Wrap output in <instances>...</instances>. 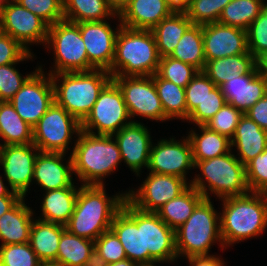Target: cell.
<instances>
[{"instance_id": "e7e4bbea", "label": "cell", "mask_w": 267, "mask_h": 266, "mask_svg": "<svg viewBox=\"0 0 267 266\" xmlns=\"http://www.w3.org/2000/svg\"><path fill=\"white\" fill-rule=\"evenodd\" d=\"M264 1H265V0H264ZM263 6H264V8L267 9V2H263Z\"/></svg>"}, {"instance_id": "484cf974", "label": "cell", "mask_w": 267, "mask_h": 266, "mask_svg": "<svg viewBox=\"0 0 267 266\" xmlns=\"http://www.w3.org/2000/svg\"><path fill=\"white\" fill-rule=\"evenodd\" d=\"M235 146L239 152L237 158L246 165L267 148V130L243 114L231 138V147Z\"/></svg>"}, {"instance_id": "e0dca14e", "label": "cell", "mask_w": 267, "mask_h": 266, "mask_svg": "<svg viewBox=\"0 0 267 266\" xmlns=\"http://www.w3.org/2000/svg\"><path fill=\"white\" fill-rule=\"evenodd\" d=\"M144 262L170 263L177 260L175 230L155 212L142 211Z\"/></svg>"}, {"instance_id": "03108f58", "label": "cell", "mask_w": 267, "mask_h": 266, "mask_svg": "<svg viewBox=\"0 0 267 266\" xmlns=\"http://www.w3.org/2000/svg\"><path fill=\"white\" fill-rule=\"evenodd\" d=\"M6 0H0V8H1V5L5 2Z\"/></svg>"}, {"instance_id": "8fae6325", "label": "cell", "mask_w": 267, "mask_h": 266, "mask_svg": "<svg viewBox=\"0 0 267 266\" xmlns=\"http://www.w3.org/2000/svg\"><path fill=\"white\" fill-rule=\"evenodd\" d=\"M38 66L23 86L9 100L20 117L32 128L54 103V87L50 74L45 76Z\"/></svg>"}, {"instance_id": "11a10c76", "label": "cell", "mask_w": 267, "mask_h": 266, "mask_svg": "<svg viewBox=\"0 0 267 266\" xmlns=\"http://www.w3.org/2000/svg\"><path fill=\"white\" fill-rule=\"evenodd\" d=\"M83 266H108V263L94 248Z\"/></svg>"}, {"instance_id": "816d5d0a", "label": "cell", "mask_w": 267, "mask_h": 266, "mask_svg": "<svg viewBox=\"0 0 267 266\" xmlns=\"http://www.w3.org/2000/svg\"><path fill=\"white\" fill-rule=\"evenodd\" d=\"M244 114L255 121L262 129L267 130V94Z\"/></svg>"}, {"instance_id": "30bf717a", "label": "cell", "mask_w": 267, "mask_h": 266, "mask_svg": "<svg viewBox=\"0 0 267 266\" xmlns=\"http://www.w3.org/2000/svg\"><path fill=\"white\" fill-rule=\"evenodd\" d=\"M33 129V144L40 152L65 153L81 123L55 101Z\"/></svg>"}, {"instance_id": "f35d334b", "label": "cell", "mask_w": 267, "mask_h": 266, "mask_svg": "<svg viewBox=\"0 0 267 266\" xmlns=\"http://www.w3.org/2000/svg\"><path fill=\"white\" fill-rule=\"evenodd\" d=\"M231 0H190L185 13L193 24L205 25L219 21L222 10Z\"/></svg>"}, {"instance_id": "60d3db41", "label": "cell", "mask_w": 267, "mask_h": 266, "mask_svg": "<svg viewBox=\"0 0 267 266\" xmlns=\"http://www.w3.org/2000/svg\"><path fill=\"white\" fill-rule=\"evenodd\" d=\"M29 242L0 246V266H40Z\"/></svg>"}, {"instance_id": "74e56055", "label": "cell", "mask_w": 267, "mask_h": 266, "mask_svg": "<svg viewBox=\"0 0 267 266\" xmlns=\"http://www.w3.org/2000/svg\"><path fill=\"white\" fill-rule=\"evenodd\" d=\"M264 0H231L222 10L219 23L247 30L259 16Z\"/></svg>"}, {"instance_id": "f1b7e54d", "label": "cell", "mask_w": 267, "mask_h": 266, "mask_svg": "<svg viewBox=\"0 0 267 266\" xmlns=\"http://www.w3.org/2000/svg\"><path fill=\"white\" fill-rule=\"evenodd\" d=\"M65 226L36 219L33 221L29 243L42 263H56L58 244Z\"/></svg>"}, {"instance_id": "be15d7a7", "label": "cell", "mask_w": 267, "mask_h": 266, "mask_svg": "<svg viewBox=\"0 0 267 266\" xmlns=\"http://www.w3.org/2000/svg\"><path fill=\"white\" fill-rule=\"evenodd\" d=\"M40 266H59L56 263H41Z\"/></svg>"}, {"instance_id": "4dcf8cb0", "label": "cell", "mask_w": 267, "mask_h": 266, "mask_svg": "<svg viewBox=\"0 0 267 266\" xmlns=\"http://www.w3.org/2000/svg\"><path fill=\"white\" fill-rule=\"evenodd\" d=\"M0 138L7 145L33 143V129L16 112L9 101H0Z\"/></svg>"}, {"instance_id": "94428289", "label": "cell", "mask_w": 267, "mask_h": 266, "mask_svg": "<svg viewBox=\"0 0 267 266\" xmlns=\"http://www.w3.org/2000/svg\"><path fill=\"white\" fill-rule=\"evenodd\" d=\"M3 177L0 175V197L2 196H9L13 191L9 190L7 186L4 185Z\"/></svg>"}, {"instance_id": "6f0895ef", "label": "cell", "mask_w": 267, "mask_h": 266, "mask_svg": "<svg viewBox=\"0 0 267 266\" xmlns=\"http://www.w3.org/2000/svg\"><path fill=\"white\" fill-rule=\"evenodd\" d=\"M129 1L130 0H107V3L114 13L119 15L128 5Z\"/></svg>"}, {"instance_id": "277c9868", "label": "cell", "mask_w": 267, "mask_h": 266, "mask_svg": "<svg viewBox=\"0 0 267 266\" xmlns=\"http://www.w3.org/2000/svg\"><path fill=\"white\" fill-rule=\"evenodd\" d=\"M160 55L151 30L121 26L115 41V57L111 76H153L157 73Z\"/></svg>"}, {"instance_id": "9a60e30c", "label": "cell", "mask_w": 267, "mask_h": 266, "mask_svg": "<svg viewBox=\"0 0 267 266\" xmlns=\"http://www.w3.org/2000/svg\"><path fill=\"white\" fill-rule=\"evenodd\" d=\"M162 139L151 146L148 170L152 173L181 177L187 180L188 170L194 169L192 146L188 137Z\"/></svg>"}, {"instance_id": "603a6c76", "label": "cell", "mask_w": 267, "mask_h": 266, "mask_svg": "<svg viewBox=\"0 0 267 266\" xmlns=\"http://www.w3.org/2000/svg\"><path fill=\"white\" fill-rule=\"evenodd\" d=\"M66 153L39 152L35 163L33 180L47 191L69 187L73 183V166L70 155L63 163Z\"/></svg>"}, {"instance_id": "9f6ffc18", "label": "cell", "mask_w": 267, "mask_h": 266, "mask_svg": "<svg viewBox=\"0 0 267 266\" xmlns=\"http://www.w3.org/2000/svg\"><path fill=\"white\" fill-rule=\"evenodd\" d=\"M173 12H185L188 3L185 0H164Z\"/></svg>"}, {"instance_id": "f6af8a7d", "label": "cell", "mask_w": 267, "mask_h": 266, "mask_svg": "<svg viewBox=\"0 0 267 266\" xmlns=\"http://www.w3.org/2000/svg\"><path fill=\"white\" fill-rule=\"evenodd\" d=\"M215 87L216 85L203 71H198L190 83L185 87L187 119L195 108L207 97L208 93Z\"/></svg>"}, {"instance_id": "db71d44e", "label": "cell", "mask_w": 267, "mask_h": 266, "mask_svg": "<svg viewBox=\"0 0 267 266\" xmlns=\"http://www.w3.org/2000/svg\"><path fill=\"white\" fill-rule=\"evenodd\" d=\"M21 198L22 197L14 191L9 196L0 197V217L10 210Z\"/></svg>"}, {"instance_id": "5b68a950", "label": "cell", "mask_w": 267, "mask_h": 266, "mask_svg": "<svg viewBox=\"0 0 267 266\" xmlns=\"http://www.w3.org/2000/svg\"><path fill=\"white\" fill-rule=\"evenodd\" d=\"M50 76L55 102L80 123L92 110L100 92L112 80L110 72L103 69L56 73Z\"/></svg>"}, {"instance_id": "ac0fdd59", "label": "cell", "mask_w": 267, "mask_h": 266, "mask_svg": "<svg viewBox=\"0 0 267 266\" xmlns=\"http://www.w3.org/2000/svg\"><path fill=\"white\" fill-rule=\"evenodd\" d=\"M85 44L88 62L94 69L109 70L115 57V41L121 23L117 30L104 21H89L77 23Z\"/></svg>"}, {"instance_id": "bcb514c9", "label": "cell", "mask_w": 267, "mask_h": 266, "mask_svg": "<svg viewBox=\"0 0 267 266\" xmlns=\"http://www.w3.org/2000/svg\"><path fill=\"white\" fill-rule=\"evenodd\" d=\"M250 192L267 193V148L245 165Z\"/></svg>"}, {"instance_id": "681fc988", "label": "cell", "mask_w": 267, "mask_h": 266, "mask_svg": "<svg viewBox=\"0 0 267 266\" xmlns=\"http://www.w3.org/2000/svg\"><path fill=\"white\" fill-rule=\"evenodd\" d=\"M94 248L108 264L127 259L121 242L111 229L102 233L94 241Z\"/></svg>"}, {"instance_id": "7a4b0ae2", "label": "cell", "mask_w": 267, "mask_h": 266, "mask_svg": "<svg viewBox=\"0 0 267 266\" xmlns=\"http://www.w3.org/2000/svg\"><path fill=\"white\" fill-rule=\"evenodd\" d=\"M222 200L220 233L226 248L261 235L267 227V193L248 192Z\"/></svg>"}, {"instance_id": "b9f144b4", "label": "cell", "mask_w": 267, "mask_h": 266, "mask_svg": "<svg viewBox=\"0 0 267 266\" xmlns=\"http://www.w3.org/2000/svg\"><path fill=\"white\" fill-rule=\"evenodd\" d=\"M243 114L242 111L231 104L225 103L223 107L204 124V126L211 131L231 139Z\"/></svg>"}, {"instance_id": "44dd1931", "label": "cell", "mask_w": 267, "mask_h": 266, "mask_svg": "<svg viewBox=\"0 0 267 266\" xmlns=\"http://www.w3.org/2000/svg\"><path fill=\"white\" fill-rule=\"evenodd\" d=\"M110 229L121 242L127 259L137 263L144 262L141 210L126 199L115 215Z\"/></svg>"}, {"instance_id": "8992f818", "label": "cell", "mask_w": 267, "mask_h": 266, "mask_svg": "<svg viewBox=\"0 0 267 266\" xmlns=\"http://www.w3.org/2000/svg\"><path fill=\"white\" fill-rule=\"evenodd\" d=\"M194 168H199L202 176H194L190 185L205 199H210L211 193L219 199H224L249 192L245 165L231 151L219 157L197 161ZM209 191L211 193H208Z\"/></svg>"}, {"instance_id": "3957f363", "label": "cell", "mask_w": 267, "mask_h": 266, "mask_svg": "<svg viewBox=\"0 0 267 266\" xmlns=\"http://www.w3.org/2000/svg\"><path fill=\"white\" fill-rule=\"evenodd\" d=\"M77 137L71 153L74 175L82 185H104L102 179L111 175L122 161L116 140L112 135L83 130Z\"/></svg>"}, {"instance_id": "4316f807", "label": "cell", "mask_w": 267, "mask_h": 266, "mask_svg": "<svg viewBox=\"0 0 267 266\" xmlns=\"http://www.w3.org/2000/svg\"><path fill=\"white\" fill-rule=\"evenodd\" d=\"M77 188L73 182L69 187L47 191L41 205L42 217L38 219L65 226L75 209Z\"/></svg>"}, {"instance_id": "f5cc1de1", "label": "cell", "mask_w": 267, "mask_h": 266, "mask_svg": "<svg viewBox=\"0 0 267 266\" xmlns=\"http://www.w3.org/2000/svg\"><path fill=\"white\" fill-rule=\"evenodd\" d=\"M191 266H224V260L215 255H201L187 257ZM221 259V260H220Z\"/></svg>"}, {"instance_id": "1f68e13d", "label": "cell", "mask_w": 267, "mask_h": 266, "mask_svg": "<svg viewBox=\"0 0 267 266\" xmlns=\"http://www.w3.org/2000/svg\"><path fill=\"white\" fill-rule=\"evenodd\" d=\"M198 128L202 134L199 135L198 132L191 130L187 136L192 146L194 164L197 161L212 159L232 151L231 139L209 130L204 125H198Z\"/></svg>"}, {"instance_id": "6da1fadb", "label": "cell", "mask_w": 267, "mask_h": 266, "mask_svg": "<svg viewBox=\"0 0 267 266\" xmlns=\"http://www.w3.org/2000/svg\"><path fill=\"white\" fill-rule=\"evenodd\" d=\"M125 200L126 193L107 196L104 185H80L74 212L65 229L95 241L110 229Z\"/></svg>"}, {"instance_id": "7402d4cb", "label": "cell", "mask_w": 267, "mask_h": 266, "mask_svg": "<svg viewBox=\"0 0 267 266\" xmlns=\"http://www.w3.org/2000/svg\"><path fill=\"white\" fill-rule=\"evenodd\" d=\"M220 89L226 103L245 113L267 94V77L256 66L249 74L225 82Z\"/></svg>"}, {"instance_id": "ffe728a7", "label": "cell", "mask_w": 267, "mask_h": 266, "mask_svg": "<svg viewBox=\"0 0 267 266\" xmlns=\"http://www.w3.org/2000/svg\"><path fill=\"white\" fill-rule=\"evenodd\" d=\"M120 150L121 159L139 176L143 167L148 169L152 139L150 131L141 122H132L112 135Z\"/></svg>"}, {"instance_id": "d590c367", "label": "cell", "mask_w": 267, "mask_h": 266, "mask_svg": "<svg viewBox=\"0 0 267 266\" xmlns=\"http://www.w3.org/2000/svg\"><path fill=\"white\" fill-rule=\"evenodd\" d=\"M93 249L94 241L65 230L59 240L56 264L59 266H83Z\"/></svg>"}, {"instance_id": "52a82bcc", "label": "cell", "mask_w": 267, "mask_h": 266, "mask_svg": "<svg viewBox=\"0 0 267 266\" xmlns=\"http://www.w3.org/2000/svg\"><path fill=\"white\" fill-rule=\"evenodd\" d=\"M211 199H203L192 215L175 230L177 257L210 255L213 243L220 242V214L213 207Z\"/></svg>"}, {"instance_id": "ab89813d", "label": "cell", "mask_w": 267, "mask_h": 266, "mask_svg": "<svg viewBox=\"0 0 267 266\" xmlns=\"http://www.w3.org/2000/svg\"><path fill=\"white\" fill-rule=\"evenodd\" d=\"M198 71L193 65L186 64L170 56H164L160 58L157 74L162 79L185 88Z\"/></svg>"}, {"instance_id": "680465c9", "label": "cell", "mask_w": 267, "mask_h": 266, "mask_svg": "<svg viewBox=\"0 0 267 266\" xmlns=\"http://www.w3.org/2000/svg\"><path fill=\"white\" fill-rule=\"evenodd\" d=\"M258 71L267 77V52L257 59Z\"/></svg>"}, {"instance_id": "d6986e66", "label": "cell", "mask_w": 267, "mask_h": 266, "mask_svg": "<svg viewBox=\"0 0 267 266\" xmlns=\"http://www.w3.org/2000/svg\"><path fill=\"white\" fill-rule=\"evenodd\" d=\"M205 60L249 53L247 32L219 22L202 25Z\"/></svg>"}, {"instance_id": "6125c7cd", "label": "cell", "mask_w": 267, "mask_h": 266, "mask_svg": "<svg viewBox=\"0 0 267 266\" xmlns=\"http://www.w3.org/2000/svg\"><path fill=\"white\" fill-rule=\"evenodd\" d=\"M156 263H161V262L159 261L142 262V263H137V266H156L154 265Z\"/></svg>"}, {"instance_id": "5bb4252c", "label": "cell", "mask_w": 267, "mask_h": 266, "mask_svg": "<svg viewBox=\"0 0 267 266\" xmlns=\"http://www.w3.org/2000/svg\"><path fill=\"white\" fill-rule=\"evenodd\" d=\"M187 180L166 174L150 172L137 189L126 191V199L137 209L157 212L164 204L182 194L189 186Z\"/></svg>"}, {"instance_id": "7bdbcfd3", "label": "cell", "mask_w": 267, "mask_h": 266, "mask_svg": "<svg viewBox=\"0 0 267 266\" xmlns=\"http://www.w3.org/2000/svg\"><path fill=\"white\" fill-rule=\"evenodd\" d=\"M247 32L248 51L258 59L267 52V9L262 8L259 16L249 25Z\"/></svg>"}, {"instance_id": "c3c4849f", "label": "cell", "mask_w": 267, "mask_h": 266, "mask_svg": "<svg viewBox=\"0 0 267 266\" xmlns=\"http://www.w3.org/2000/svg\"><path fill=\"white\" fill-rule=\"evenodd\" d=\"M18 63L0 66V101H9L34 73L27 74L25 77L21 76L22 74L14 66Z\"/></svg>"}, {"instance_id": "8d00e7d4", "label": "cell", "mask_w": 267, "mask_h": 266, "mask_svg": "<svg viewBox=\"0 0 267 266\" xmlns=\"http://www.w3.org/2000/svg\"><path fill=\"white\" fill-rule=\"evenodd\" d=\"M153 80L166 118L187 120L185 88L162 79L157 73L153 75Z\"/></svg>"}, {"instance_id": "ba28073f", "label": "cell", "mask_w": 267, "mask_h": 266, "mask_svg": "<svg viewBox=\"0 0 267 266\" xmlns=\"http://www.w3.org/2000/svg\"><path fill=\"white\" fill-rule=\"evenodd\" d=\"M54 49V70L49 74L87 72L94 68L89 64L85 44L79 26L75 22L61 20L51 26L44 46Z\"/></svg>"}, {"instance_id": "f907efd6", "label": "cell", "mask_w": 267, "mask_h": 266, "mask_svg": "<svg viewBox=\"0 0 267 266\" xmlns=\"http://www.w3.org/2000/svg\"><path fill=\"white\" fill-rule=\"evenodd\" d=\"M33 56L18 41L0 31V66L32 60Z\"/></svg>"}, {"instance_id": "9c48e42d", "label": "cell", "mask_w": 267, "mask_h": 266, "mask_svg": "<svg viewBox=\"0 0 267 266\" xmlns=\"http://www.w3.org/2000/svg\"><path fill=\"white\" fill-rule=\"evenodd\" d=\"M129 118L123 94L111 80L100 92L90 113L81 122V130L95 135H113L132 122ZM95 129L97 133L94 132Z\"/></svg>"}, {"instance_id": "83f0119b", "label": "cell", "mask_w": 267, "mask_h": 266, "mask_svg": "<svg viewBox=\"0 0 267 266\" xmlns=\"http://www.w3.org/2000/svg\"><path fill=\"white\" fill-rule=\"evenodd\" d=\"M257 66V59L249 52L207 61L203 72L220 87L225 82L249 74Z\"/></svg>"}, {"instance_id": "836d02e7", "label": "cell", "mask_w": 267, "mask_h": 266, "mask_svg": "<svg viewBox=\"0 0 267 266\" xmlns=\"http://www.w3.org/2000/svg\"><path fill=\"white\" fill-rule=\"evenodd\" d=\"M63 14L65 20L75 23L104 21L118 16L107 0H63Z\"/></svg>"}, {"instance_id": "cb8c5ba5", "label": "cell", "mask_w": 267, "mask_h": 266, "mask_svg": "<svg viewBox=\"0 0 267 266\" xmlns=\"http://www.w3.org/2000/svg\"><path fill=\"white\" fill-rule=\"evenodd\" d=\"M172 13V9L164 0H130L116 18H119V23L125 27L152 30Z\"/></svg>"}, {"instance_id": "f546056e", "label": "cell", "mask_w": 267, "mask_h": 266, "mask_svg": "<svg viewBox=\"0 0 267 266\" xmlns=\"http://www.w3.org/2000/svg\"><path fill=\"white\" fill-rule=\"evenodd\" d=\"M192 24L185 12H173L151 30L160 57L171 55L183 34Z\"/></svg>"}, {"instance_id": "d4e9b609", "label": "cell", "mask_w": 267, "mask_h": 266, "mask_svg": "<svg viewBox=\"0 0 267 266\" xmlns=\"http://www.w3.org/2000/svg\"><path fill=\"white\" fill-rule=\"evenodd\" d=\"M22 197L10 210L0 217L1 245L21 244L29 242L33 224L32 208L25 204Z\"/></svg>"}, {"instance_id": "7dc6e473", "label": "cell", "mask_w": 267, "mask_h": 266, "mask_svg": "<svg viewBox=\"0 0 267 266\" xmlns=\"http://www.w3.org/2000/svg\"><path fill=\"white\" fill-rule=\"evenodd\" d=\"M226 103L220 87L211 90L207 97L199 104L195 110L189 115L187 121L198 125H204L210 120Z\"/></svg>"}, {"instance_id": "4fadbf2b", "label": "cell", "mask_w": 267, "mask_h": 266, "mask_svg": "<svg viewBox=\"0 0 267 266\" xmlns=\"http://www.w3.org/2000/svg\"><path fill=\"white\" fill-rule=\"evenodd\" d=\"M0 31L31 52V43L46 44L49 25L16 1L6 0L0 8Z\"/></svg>"}, {"instance_id": "2e32d148", "label": "cell", "mask_w": 267, "mask_h": 266, "mask_svg": "<svg viewBox=\"0 0 267 266\" xmlns=\"http://www.w3.org/2000/svg\"><path fill=\"white\" fill-rule=\"evenodd\" d=\"M39 152L33 143L0 146V165L4 177L10 189L21 197H26L33 181L34 163Z\"/></svg>"}, {"instance_id": "e575fe53", "label": "cell", "mask_w": 267, "mask_h": 266, "mask_svg": "<svg viewBox=\"0 0 267 266\" xmlns=\"http://www.w3.org/2000/svg\"><path fill=\"white\" fill-rule=\"evenodd\" d=\"M170 57L203 71L206 65L202 25L192 24L183 34Z\"/></svg>"}, {"instance_id": "7c38bea8", "label": "cell", "mask_w": 267, "mask_h": 266, "mask_svg": "<svg viewBox=\"0 0 267 266\" xmlns=\"http://www.w3.org/2000/svg\"><path fill=\"white\" fill-rule=\"evenodd\" d=\"M112 80L123 94L130 119L139 115L149 120H168L157 94L153 76H113Z\"/></svg>"}, {"instance_id": "91938a15", "label": "cell", "mask_w": 267, "mask_h": 266, "mask_svg": "<svg viewBox=\"0 0 267 266\" xmlns=\"http://www.w3.org/2000/svg\"><path fill=\"white\" fill-rule=\"evenodd\" d=\"M108 266H137V262L131 261L130 259H125L122 261L110 263L108 264Z\"/></svg>"}, {"instance_id": "d6a6232c", "label": "cell", "mask_w": 267, "mask_h": 266, "mask_svg": "<svg viewBox=\"0 0 267 266\" xmlns=\"http://www.w3.org/2000/svg\"><path fill=\"white\" fill-rule=\"evenodd\" d=\"M204 196L191 185L180 195L164 204L156 213L172 229L176 230L192 215Z\"/></svg>"}, {"instance_id": "ee69618b", "label": "cell", "mask_w": 267, "mask_h": 266, "mask_svg": "<svg viewBox=\"0 0 267 266\" xmlns=\"http://www.w3.org/2000/svg\"><path fill=\"white\" fill-rule=\"evenodd\" d=\"M49 26L64 19L63 0H14Z\"/></svg>"}]
</instances>
